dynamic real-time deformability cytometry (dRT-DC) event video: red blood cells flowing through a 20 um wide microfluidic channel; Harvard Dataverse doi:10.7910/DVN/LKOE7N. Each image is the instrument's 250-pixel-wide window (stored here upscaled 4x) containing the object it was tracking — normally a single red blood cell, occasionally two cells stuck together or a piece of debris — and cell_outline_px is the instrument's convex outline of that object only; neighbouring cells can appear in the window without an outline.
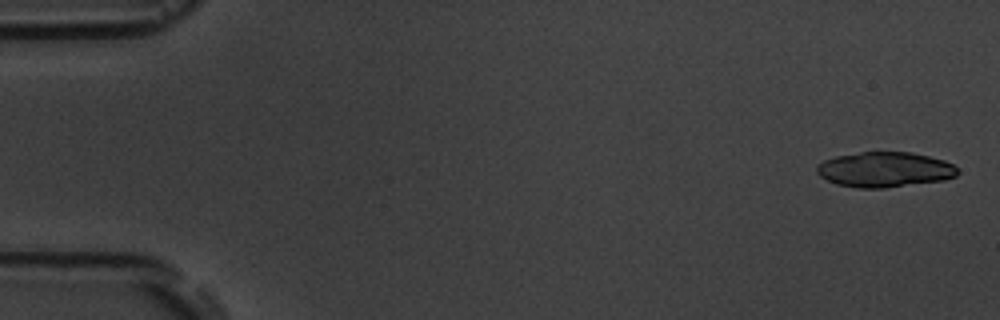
{"species": "common noctule bat (a hibernating species)", "species_latin": "Nyctalus noctula", "temperature_condition": "room temperature", "stored_images_in_passage": 6, "camera_frame_rate_fps": 3000, "um_per_image_px": 0.085, "animal": {"sex": "male", "body_mass_g": 19.5, "forearm_length_mm": 54.6}, "frame": {"image": 1, "passage_image": 1, "time_ms": 0.0, "image_size_px": [1000, 320], "cell_outline_px": [[960, 172], [956, 176], [944, 180], [884, 188], [856, 188], [836, 184], [820, 176], [816, 172], [816, 168], [824, 160], [836, 156], [860, 152], [912, 152], [944, 160], [952, 164]], "centroid_in_image_um": [75.2, 14.42], "position_along_channel_um": 9.8, "area_um2": 28.84}}
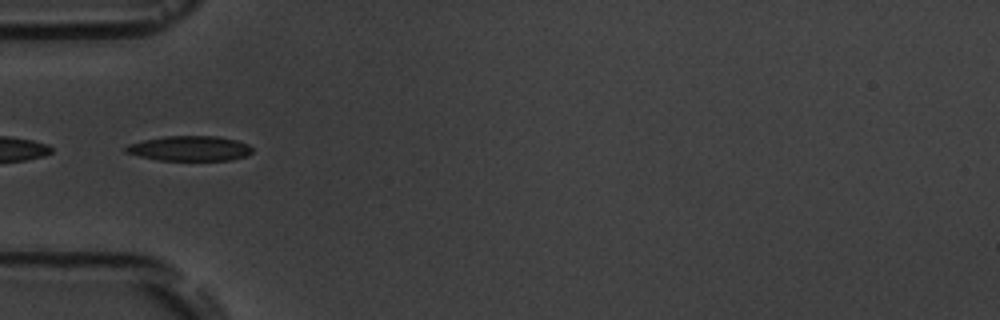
{"frame": {"image": 2, "passage_image": 6, "time_ms": 5.667, "image_size_px": [1000, 320], "cell_outline_px": [[252, 152], [248, 156], [228, 160], [160, 160], [140, 156], [124, 152], [124, 148], [128, 144], [144, 140], [164, 136], [216, 136], [236, 140], [248, 144], [252, 148]], "centroid_in_image_um": [16.13, 12.61], "position_along_channel_um": 68.9, "area_um2": 18.38}}